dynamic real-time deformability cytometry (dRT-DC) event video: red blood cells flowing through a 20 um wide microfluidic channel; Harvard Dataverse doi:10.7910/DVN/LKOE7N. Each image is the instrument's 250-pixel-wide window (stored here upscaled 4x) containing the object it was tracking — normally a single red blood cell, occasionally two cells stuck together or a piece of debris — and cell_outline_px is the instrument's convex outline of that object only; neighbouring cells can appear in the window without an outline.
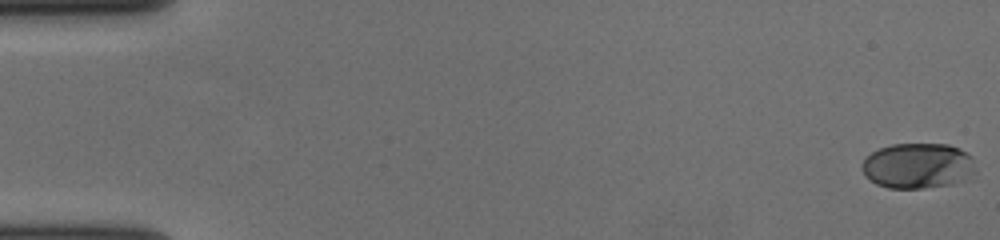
{"species": "human", "species_latin": "Homo sapiens", "temperature_condition": "cold", "stored_images_in_passage": 58, "camera_frame_rate_fps": 3000, "um_per_image_px": 0.085, "donor": {"sex": "female"}, "frame": {"image": 1, "passage_image": 1, "time_ms": 0.0, "image_size_px": [1000, 240], "cell_outline_px": [[976, 172], [964, 180], [952, 184], [924, 188], [888, 188], [876, 184], [864, 176], [860, 164], [864, 156], [880, 148], [892, 144], [948, 144], [960, 148], [968, 152], [972, 156]], "centroid_in_image_um": [78.0, 14.08], "position_along_channel_um": 7.0, "area_um2": 30.58}}
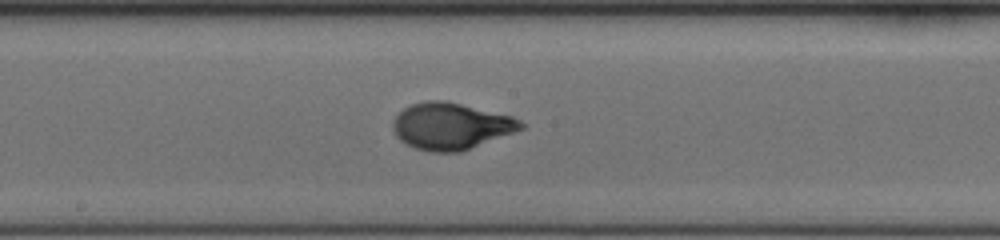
{"frame": {"image": 2, "passage_image": 32, "time_ms": 10.333, "image_size_px": [1000, 240], "cell_outline_px": [[528, 124], [524, 128], [460, 152], [428, 152], [416, 148], [400, 140], [396, 136], [392, 128], [392, 120], [404, 108], [412, 104], [428, 100], [444, 100], [512, 116]], "centroid_in_image_um": [38.32, 10.72], "position_along_channel_um": 209.9, "area_um2": 34.68}}
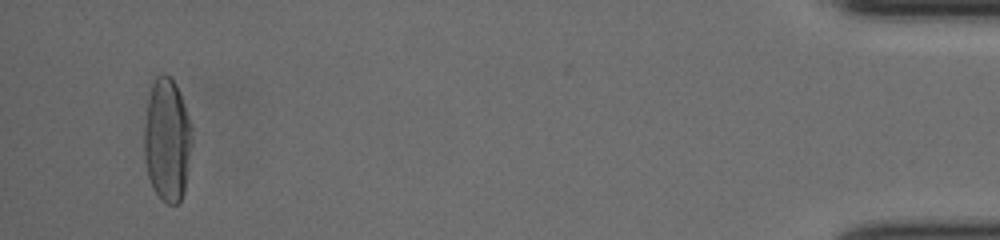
{"frame": {"image": 3, "passage_image": 56, "time_ms": 18.333, "image_size_px": [1000, 240], "cell_outline_px": [[192, 144], [184, 192], [180, 200], [176, 204], [168, 204], [160, 200], [152, 188], [148, 176], [144, 160], [144, 124], [148, 100], [152, 84], [156, 76], [160, 72], [164, 72], [176, 84], [192, 128]], "centroid_in_image_um": [14.19, 11.92], "position_along_channel_um": 421.0, "area_um2": 34.56}, "authors_computed_cell_mechanics": {"area_um2": 32.8015, "velocity_mm_per_s": 3.6272, "shape_relaxation_time_tau1_ms": 3.9333, "shape_relaxation_time_tau2_ms": null, "deformation_change_tau1": 0.1997, "deformation_change_tau2": null}}